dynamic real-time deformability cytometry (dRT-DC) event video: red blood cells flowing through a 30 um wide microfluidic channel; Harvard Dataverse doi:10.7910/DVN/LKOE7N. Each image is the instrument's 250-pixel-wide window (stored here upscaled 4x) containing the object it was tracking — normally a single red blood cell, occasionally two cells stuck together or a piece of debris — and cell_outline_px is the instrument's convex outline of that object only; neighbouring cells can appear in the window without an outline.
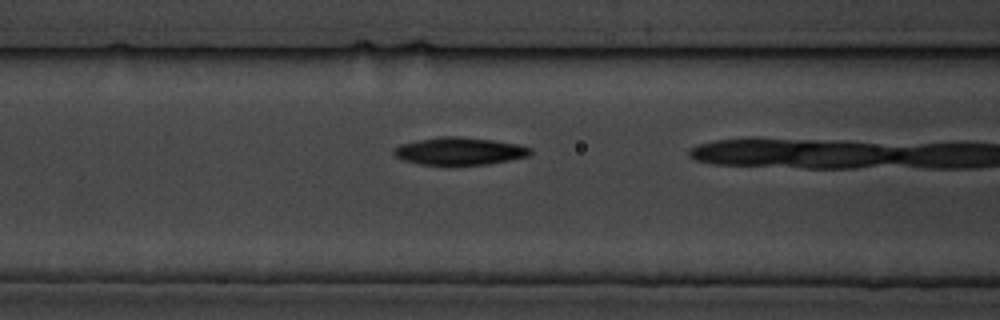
{"species": "common noctule bat (a hibernating species)", "species_latin": "Nyctalus noctula", "temperature_condition": "cold", "stored_images_in_passage": 6, "camera_frame_rate_fps": 3000, "um_per_image_px": 0.085, "animal": {"sex": "male", "body_mass_g": 19.5, "forearm_length_mm": 54.6}, "frame": {"image": 1, "passage_image": 5, "time_ms": 5.333, "image_size_px": [1000, 320], "cell_outline_px": [[532, 152], [528, 156], [488, 164], [420, 164], [404, 160], [396, 156], [392, 152], [392, 148], [400, 144], [440, 136], [456, 136], [492, 140], [516, 144], [532, 148]], "centroid_in_image_um": [39.04, 12.83], "position_along_channel_um": 127.6, "area_um2": 21.56}}